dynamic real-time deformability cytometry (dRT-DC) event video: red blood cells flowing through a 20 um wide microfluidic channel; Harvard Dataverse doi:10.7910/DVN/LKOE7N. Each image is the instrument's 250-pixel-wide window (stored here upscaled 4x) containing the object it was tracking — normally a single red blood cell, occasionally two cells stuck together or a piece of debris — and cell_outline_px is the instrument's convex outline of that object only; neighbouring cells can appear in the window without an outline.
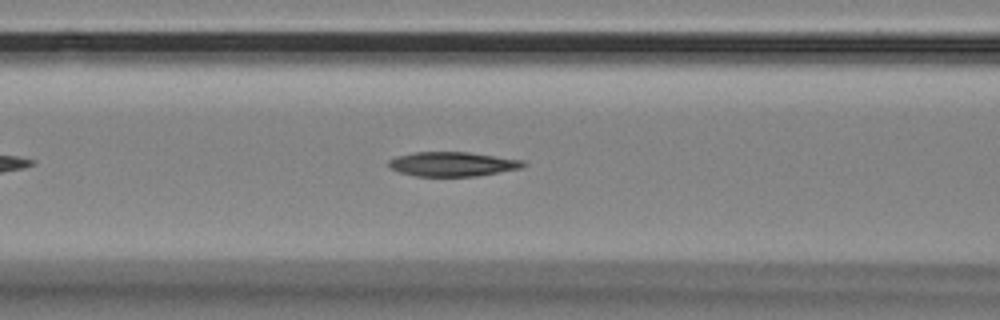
{"species": "Egyptian fruit bat (a non-hibernating species)", "species_latin": "Rousettus aegyptiacus", "temperature_condition": "room temperature", "stored_images_in_passage": 44, "camera_frame_rate_fps": 3000, "um_per_image_px": 0.085, "animal": {"sex": "female"}, "frame": {"image": 1, "passage_image": 11, "time_ms": 3.333, "image_size_px": [1000, 320], "cell_outline_px": [[528, 164], [520, 168], [476, 176], [416, 176], [400, 172], [392, 168], [388, 164], [388, 160], [396, 156], [416, 152], [468, 152], [524, 160]], "centroid_in_image_um": [38.47, 13.94], "position_along_channel_um": 128.1, "area_um2": 19.02}}
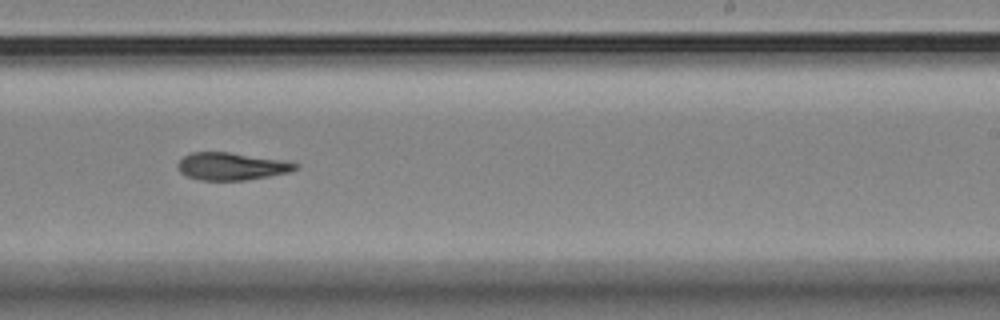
{"frame": {"image": 2, "passage_image": 23, "time_ms": 7.333, "image_size_px": [1000, 320], "cell_outline_px": [[300, 168], [292, 172], [244, 180], [200, 180], [188, 176], [180, 172], [176, 164], [184, 156], [192, 152], [228, 152], [284, 160], [300, 164]], "centroid_in_image_um": [19.72, 14.13], "position_along_channel_um": 269.3, "area_um2": 18.9}}
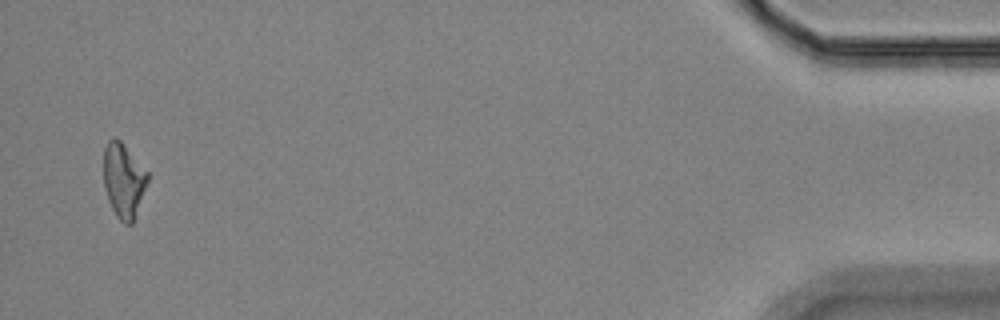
{"frame": {"image": 3, "passage_image": 43, "time_ms": 14.0, "image_size_px": [1000, 320], "cell_outline_px": [[148, 180], [132, 224], [124, 224], [116, 216], [108, 200], [104, 188], [104, 148], [108, 140], [120, 140], [148, 172]], "centroid_in_image_um": [10.49, 15.35], "position_along_channel_um": 424.7, "area_um2": 18.79}}